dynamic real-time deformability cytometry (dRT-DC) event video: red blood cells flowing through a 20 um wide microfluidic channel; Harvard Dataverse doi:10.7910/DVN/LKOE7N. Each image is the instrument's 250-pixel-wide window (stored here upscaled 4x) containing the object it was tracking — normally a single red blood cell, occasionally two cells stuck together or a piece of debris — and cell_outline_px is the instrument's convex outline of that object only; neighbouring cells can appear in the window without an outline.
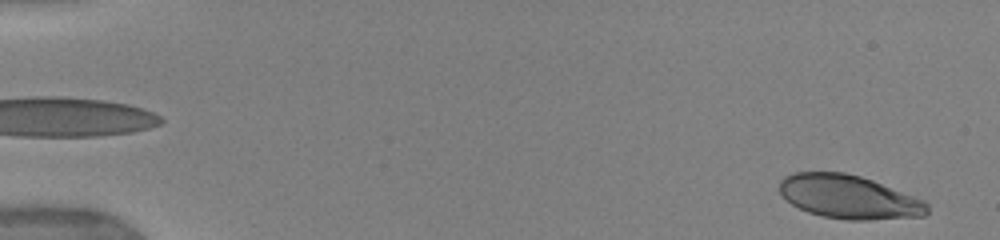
{"species": "human", "species_latin": "Homo sapiens", "temperature_condition": "warm", "stored_images_in_passage": 64, "camera_frame_rate_fps": 3000, "um_per_image_px": 0.085, "donor": {"sex": "female"}, "frame": {"image": 1, "passage_image": 3, "time_ms": 0.667, "image_size_px": [1000, 240], "cell_outline_px": [[928, 212], [924, 216], [872, 220], [844, 220], [820, 216], [808, 212], [792, 204], [780, 192], [780, 180], [784, 176], [792, 172], [844, 172], [860, 176], [872, 180], [924, 200], [928, 204]], "centroid_in_image_um": [72.15, 16.74], "position_along_channel_um": 12.8, "area_um2": 37.57}}
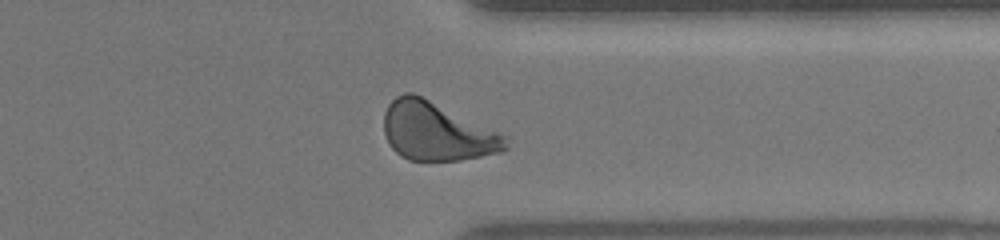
{"frame": {"image": 2, "passage_image": 58, "time_ms": 13.667, "image_size_px": [1000, 240], "cell_outline_px": [[508, 148], [504, 152], [460, 160], [408, 160], [400, 156], [388, 144], [384, 132], [384, 112], [388, 104], [396, 96], [404, 92], [412, 92], [508, 136]], "centroid_in_image_um": [37.13, 11.19], "position_along_channel_um": 374.3, "area_um2": 41.44}, "authors_computed_cell_mechanics": {"area_um2": 39.6797, "velocity_mm_per_s": 3.9021, "shape_relaxation_time_tau1_ms": 3.1677, "shape_relaxation_time_tau2_ms": 0.6666, "deformation_change_tau1": 0.1532, "deformation_change_tau2": 0.0562}}